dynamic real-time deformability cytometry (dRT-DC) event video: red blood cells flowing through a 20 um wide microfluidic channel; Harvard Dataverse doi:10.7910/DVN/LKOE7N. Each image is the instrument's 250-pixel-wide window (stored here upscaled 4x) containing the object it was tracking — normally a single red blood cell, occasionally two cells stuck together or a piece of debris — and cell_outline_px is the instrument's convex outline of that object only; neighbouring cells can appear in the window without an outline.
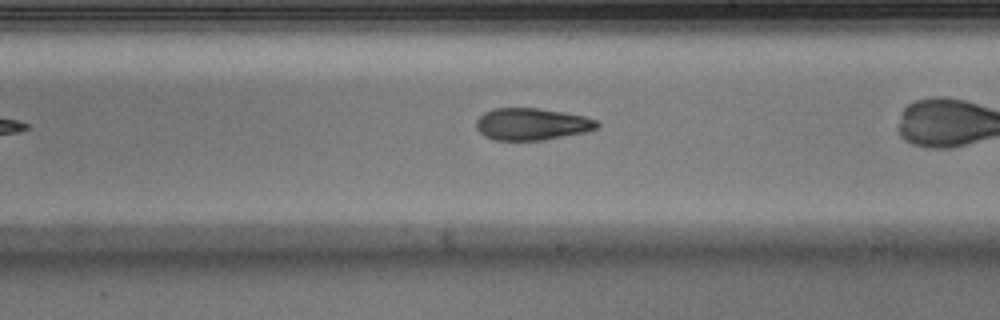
{"species": "Egyptian fruit bat (a non-hibernating species)", "species_latin": "Rousettus aegyptiacus", "temperature_condition": "warm", "stored_images_in_passage": 25, "camera_frame_rate_fps": 3000, "um_per_image_px": 0.085, "animal": {"sex": "male"}, "frame": {"image": 1, "passage_image": 15, "time_ms": 4.667, "image_size_px": [1000, 320], "cell_outline_px": [[600, 128], [588, 132], [544, 140], [492, 140], [484, 136], [476, 128], [476, 120], [484, 112], [492, 108], [540, 108], [584, 116], [596, 120], [600, 124]], "centroid_in_image_um": [45.22, 10.55], "position_along_channel_um": 243.8, "area_um2": 22.83}}
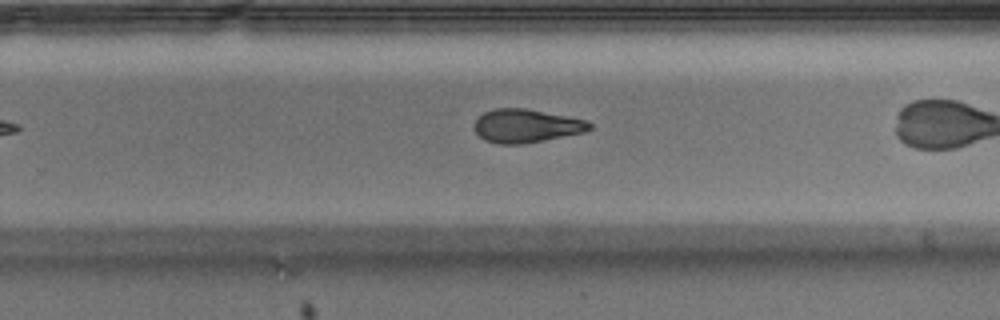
{"frame": {"image": 2, "passage_image": 18, "time_ms": 5.667, "image_size_px": [1000, 320], "cell_outline_px": [[592, 128], [584, 132], [544, 140], [520, 144], [500, 144], [484, 140], [472, 128], [472, 124], [476, 116], [484, 112], [496, 108], [528, 108], [568, 116], [584, 120], [592, 124]], "centroid_in_image_um": [44.66, 10.68], "position_along_channel_um": 285.1, "area_um2": 22.66}}